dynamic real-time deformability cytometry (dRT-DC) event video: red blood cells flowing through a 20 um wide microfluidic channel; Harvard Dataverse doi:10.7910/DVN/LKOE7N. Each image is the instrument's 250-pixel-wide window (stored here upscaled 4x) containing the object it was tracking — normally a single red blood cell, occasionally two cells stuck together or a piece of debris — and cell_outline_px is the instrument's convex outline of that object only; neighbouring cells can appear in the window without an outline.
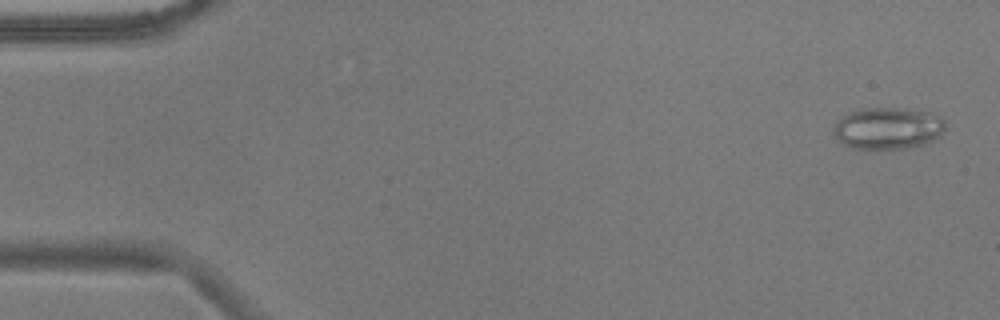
{"species": "common noctule bat (a hibernating species)", "species_latin": "Nyctalus noctula", "temperature_condition": "warm", "stored_images_in_passage": 54, "camera_frame_rate_fps": 3000, "um_per_image_px": 0.085, "animal": {"sex": "male", "body_mass_g": 17.9}, "frame": {"image": 1, "passage_image": 2, "time_ms": 0.333, "image_size_px": [1000, 320], "cell_outline_px": [[944, 128], [940, 136], [924, 144], [904, 148], [852, 148], [844, 144], [832, 132], [832, 128], [836, 120], [848, 112], [860, 108], [900, 108], [932, 112], [940, 116], [944, 120]], "centroid_in_image_um": [75.45, 10.87], "position_along_channel_um": 9.6, "area_um2": 27.28}}
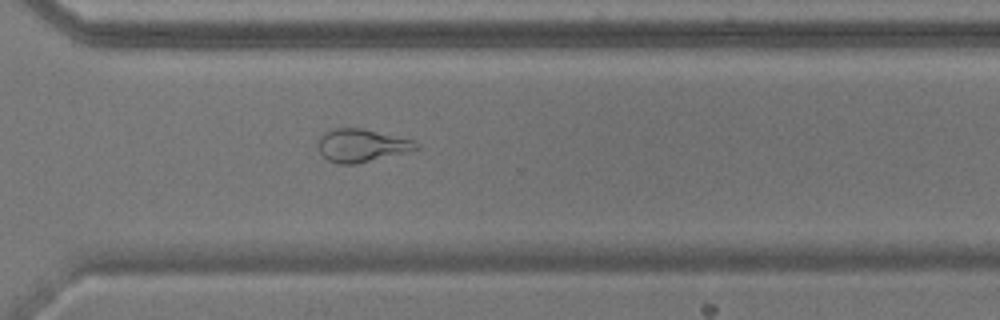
{"frame": {"image": 2, "passage_image": 39, "time_ms": 12.667, "image_size_px": [1000, 320], "cell_outline_px": [[420, 148], [356, 164], [340, 164], [328, 160], [320, 152], [316, 144], [320, 136], [324, 132], [336, 128], [360, 128], [412, 140], [420, 144]], "centroid_in_image_um": [30.68, 12.36], "position_along_channel_um": 339.9, "area_um2": 18.5}}
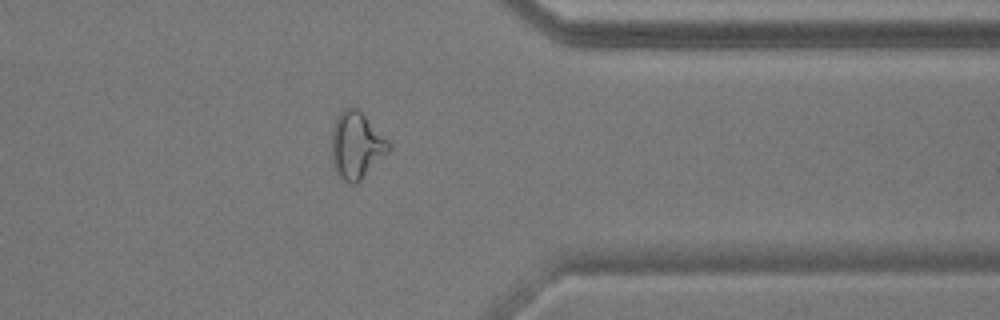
{"frame": {"image": 3, "passage_image": 43, "time_ms": 14.0, "image_size_px": [1000, 320], "cell_outline_px": [[392, 148], [356, 184], [348, 184], [336, 172], [332, 164], [332, 128], [336, 116], [344, 108], [356, 108], [392, 144]], "centroid_in_image_um": [30.28, 12.37], "position_along_channel_um": 381.1, "area_um2": 21.96}, "authors_computed_cell_mechanics": {"area_um2": 22.2819, "velocity_mm_per_s": 3.7431, "shape_relaxation_time_tau1_ms": null, "shape_relaxation_time_tau2_ms": 1.7002, "deformation_change_tau1": null, "deformation_change_tau2": 0.0858}}